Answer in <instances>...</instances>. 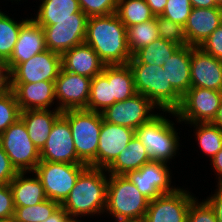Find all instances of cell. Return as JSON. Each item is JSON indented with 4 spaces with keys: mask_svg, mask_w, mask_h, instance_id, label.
Returning a JSON list of instances; mask_svg holds the SVG:
<instances>
[{
    "mask_svg": "<svg viewBox=\"0 0 222 222\" xmlns=\"http://www.w3.org/2000/svg\"><path fill=\"white\" fill-rule=\"evenodd\" d=\"M109 106H112L111 83L100 73L91 80L89 101L86 110L101 113Z\"/></svg>",
    "mask_w": 222,
    "mask_h": 222,
    "instance_id": "836d02e7",
    "label": "cell"
},
{
    "mask_svg": "<svg viewBox=\"0 0 222 222\" xmlns=\"http://www.w3.org/2000/svg\"><path fill=\"white\" fill-rule=\"evenodd\" d=\"M221 24L222 6L192 8L184 26L187 44L192 47H199Z\"/></svg>",
    "mask_w": 222,
    "mask_h": 222,
    "instance_id": "44dd1931",
    "label": "cell"
},
{
    "mask_svg": "<svg viewBox=\"0 0 222 222\" xmlns=\"http://www.w3.org/2000/svg\"><path fill=\"white\" fill-rule=\"evenodd\" d=\"M191 88L222 91V61L191 46Z\"/></svg>",
    "mask_w": 222,
    "mask_h": 222,
    "instance_id": "ac0fdd59",
    "label": "cell"
},
{
    "mask_svg": "<svg viewBox=\"0 0 222 222\" xmlns=\"http://www.w3.org/2000/svg\"><path fill=\"white\" fill-rule=\"evenodd\" d=\"M41 161L84 164L77 156L68 120L61 115L54 123L45 145L40 150Z\"/></svg>",
    "mask_w": 222,
    "mask_h": 222,
    "instance_id": "2e32d148",
    "label": "cell"
},
{
    "mask_svg": "<svg viewBox=\"0 0 222 222\" xmlns=\"http://www.w3.org/2000/svg\"><path fill=\"white\" fill-rule=\"evenodd\" d=\"M20 112L15 94L10 88L0 93V135L20 118Z\"/></svg>",
    "mask_w": 222,
    "mask_h": 222,
    "instance_id": "d590c367",
    "label": "cell"
},
{
    "mask_svg": "<svg viewBox=\"0 0 222 222\" xmlns=\"http://www.w3.org/2000/svg\"><path fill=\"white\" fill-rule=\"evenodd\" d=\"M159 109L144 95L137 93L120 102H115L101 112L103 120L136 130L154 117ZM156 111V112H155Z\"/></svg>",
    "mask_w": 222,
    "mask_h": 222,
    "instance_id": "30bf717a",
    "label": "cell"
},
{
    "mask_svg": "<svg viewBox=\"0 0 222 222\" xmlns=\"http://www.w3.org/2000/svg\"><path fill=\"white\" fill-rule=\"evenodd\" d=\"M116 14L126 28L155 18L145 0H118Z\"/></svg>",
    "mask_w": 222,
    "mask_h": 222,
    "instance_id": "1f68e13d",
    "label": "cell"
},
{
    "mask_svg": "<svg viewBox=\"0 0 222 222\" xmlns=\"http://www.w3.org/2000/svg\"><path fill=\"white\" fill-rule=\"evenodd\" d=\"M80 9L88 17L116 13L118 0H78Z\"/></svg>",
    "mask_w": 222,
    "mask_h": 222,
    "instance_id": "f35d334b",
    "label": "cell"
},
{
    "mask_svg": "<svg viewBox=\"0 0 222 222\" xmlns=\"http://www.w3.org/2000/svg\"><path fill=\"white\" fill-rule=\"evenodd\" d=\"M114 222H146V220L144 217H140V218L122 219Z\"/></svg>",
    "mask_w": 222,
    "mask_h": 222,
    "instance_id": "816d5d0a",
    "label": "cell"
},
{
    "mask_svg": "<svg viewBox=\"0 0 222 222\" xmlns=\"http://www.w3.org/2000/svg\"><path fill=\"white\" fill-rule=\"evenodd\" d=\"M156 27L160 38L179 46L188 45L184 35V27L181 25L162 16H156Z\"/></svg>",
    "mask_w": 222,
    "mask_h": 222,
    "instance_id": "8d00e7d4",
    "label": "cell"
},
{
    "mask_svg": "<svg viewBox=\"0 0 222 222\" xmlns=\"http://www.w3.org/2000/svg\"><path fill=\"white\" fill-rule=\"evenodd\" d=\"M9 88V73L7 72L5 62L0 60V93Z\"/></svg>",
    "mask_w": 222,
    "mask_h": 222,
    "instance_id": "c3c4849f",
    "label": "cell"
},
{
    "mask_svg": "<svg viewBox=\"0 0 222 222\" xmlns=\"http://www.w3.org/2000/svg\"><path fill=\"white\" fill-rule=\"evenodd\" d=\"M91 78L61 69L54 81L56 108L60 111L86 109L89 101Z\"/></svg>",
    "mask_w": 222,
    "mask_h": 222,
    "instance_id": "5bb4252c",
    "label": "cell"
},
{
    "mask_svg": "<svg viewBox=\"0 0 222 222\" xmlns=\"http://www.w3.org/2000/svg\"><path fill=\"white\" fill-rule=\"evenodd\" d=\"M188 188H177L149 202L144 216L146 222H187V212L196 197Z\"/></svg>",
    "mask_w": 222,
    "mask_h": 222,
    "instance_id": "4fadbf2b",
    "label": "cell"
},
{
    "mask_svg": "<svg viewBox=\"0 0 222 222\" xmlns=\"http://www.w3.org/2000/svg\"><path fill=\"white\" fill-rule=\"evenodd\" d=\"M61 59L63 70L91 79L102 73L105 66L98 54L85 42L64 52Z\"/></svg>",
    "mask_w": 222,
    "mask_h": 222,
    "instance_id": "7402d4cb",
    "label": "cell"
},
{
    "mask_svg": "<svg viewBox=\"0 0 222 222\" xmlns=\"http://www.w3.org/2000/svg\"><path fill=\"white\" fill-rule=\"evenodd\" d=\"M9 186L15 207L36 205L47 199L42 183L34 172H29V174L28 172H19L11 180Z\"/></svg>",
    "mask_w": 222,
    "mask_h": 222,
    "instance_id": "d4e9b609",
    "label": "cell"
},
{
    "mask_svg": "<svg viewBox=\"0 0 222 222\" xmlns=\"http://www.w3.org/2000/svg\"><path fill=\"white\" fill-rule=\"evenodd\" d=\"M136 92L147 97L160 111H175L181 104L182 96L167 82L162 66L129 64Z\"/></svg>",
    "mask_w": 222,
    "mask_h": 222,
    "instance_id": "5b68a950",
    "label": "cell"
},
{
    "mask_svg": "<svg viewBox=\"0 0 222 222\" xmlns=\"http://www.w3.org/2000/svg\"><path fill=\"white\" fill-rule=\"evenodd\" d=\"M38 11L31 18L39 25H55L66 18H88L78 0H39Z\"/></svg>",
    "mask_w": 222,
    "mask_h": 222,
    "instance_id": "484cf974",
    "label": "cell"
},
{
    "mask_svg": "<svg viewBox=\"0 0 222 222\" xmlns=\"http://www.w3.org/2000/svg\"><path fill=\"white\" fill-rule=\"evenodd\" d=\"M170 164L163 161L151 160L135 171L126 174L137 189L150 201L174 192L178 186H173Z\"/></svg>",
    "mask_w": 222,
    "mask_h": 222,
    "instance_id": "8fae6325",
    "label": "cell"
},
{
    "mask_svg": "<svg viewBox=\"0 0 222 222\" xmlns=\"http://www.w3.org/2000/svg\"><path fill=\"white\" fill-rule=\"evenodd\" d=\"M88 18H66L55 25H40L44 30L46 48L62 55L85 42Z\"/></svg>",
    "mask_w": 222,
    "mask_h": 222,
    "instance_id": "9a60e30c",
    "label": "cell"
},
{
    "mask_svg": "<svg viewBox=\"0 0 222 222\" xmlns=\"http://www.w3.org/2000/svg\"><path fill=\"white\" fill-rule=\"evenodd\" d=\"M85 43L105 65H125L132 58L126 26L116 13L88 17Z\"/></svg>",
    "mask_w": 222,
    "mask_h": 222,
    "instance_id": "6da1fadb",
    "label": "cell"
},
{
    "mask_svg": "<svg viewBox=\"0 0 222 222\" xmlns=\"http://www.w3.org/2000/svg\"><path fill=\"white\" fill-rule=\"evenodd\" d=\"M194 198L187 212V222H217L215 213L209 203L203 199Z\"/></svg>",
    "mask_w": 222,
    "mask_h": 222,
    "instance_id": "ab89813d",
    "label": "cell"
},
{
    "mask_svg": "<svg viewBox=\"0 0 222 222\" xmlns=\"http://www.w3.org/2000/svg\"><path fill=\"white\" fill-rule=\"evenodd\" d=\"M68 120L78 158L87 166L96 168L102 114L86 109L62 111Z\"/></svg>",
    "mask_w": 222,
    "mask_h": 222,
    "instance_id": "8992f818",
    "label": "cell"
},
{
    "mask_svg": "<svg viewBox=\"0 0 222 222\" xmlns=\"http://www.w3.org/2000/svg\"><path fill=\"white\" fill-rule=\"evenodd\" d=\"M211 123L213 125L219 126L222 129V99H221L217 114Z\"/></svg>",
    "mask_w": 222,
    "mask_h": 222,
    "instance_id": "f907efd6",
    "label": "cell"
},
{
    "mask_svg": "<svg viewBox=\"0 0 222 222\" xmlns=\"http://www.w3.org/2000/svg\"><path fill=\"white\" fill-rule=\"evenodd\" d=\"M62 115L59 109H37L20 112L29 138L41 150L48 139L55 121Z\"/></svg>",
    "mask_w": 222,
    "mask_h": 222,
    "instance_id": "cb8c5ba5",
    "label": "cell"
},
{
    "mask_svg": "<svg viewBox=\"0 0 222 222\" xmlns=\"http://www.w3.org/2000/svg\"><path fill=\"white\" fill-rule=\"evenodd\" d=\"M135 135V130L106 122L102 117V127L99 134V144L96 156V168L106 169L127 147Z\"/></svg>",
    "mask_w": 222,
    "mask_h": 222,
    "instance_id": "e0dca14e",
    "label": "cell"
},
{
    "mask_svg": "<svg viewBox=\"0 0 222 222\" xmlns=\"http://www.w3.org/2000/svg\"><path fill=\"white\" fill-rule=\"evenodd\" d=\"M0 145L18 172H33L41 161L40 150L29 138L21 118L0 135Z\"/></svg>",
    "mask_w": 222,
    "mask_h": 222,
    "instance_id": "52a82bcc",
    "label": "cell"
},
{
    "mask_svg": "<svg viewBox=\"0 0 222 222\" xmlns=\"http://www.w3.org/2000/svg\"><path fill=\"white\" fill-rule=\"evenodd\" d=\"M86 167V164L40 161L33 172L40 179L46 198L61 205Z\"/></svg>",
    "mask_w": 222,
    "mask_h": 222,
    "instance_id": "ba28073f",
    "label": "cell"
},
{
    "mask_svg": "<svg viewBox=\"0 0 222 222\" xmlns=\"http://www.w3.org/2000/svg\"><path fill=\"white\" fill-rule=\"evenodd\" d=\"M61 69V55L47 49L16 65L9 72V83L54 82Z\"/></svg>",
    "mask_w": 222,
    "mask_h": 222,
    "instance_id": "7c38bea8",
    "label": "cell"
},
{
    "mask_svg": "<svg viewBox=\"0 0 222 222\" xmlns=\"http://www.w3.org/2000/svg\"><path fill=\"white\" fill-rule=\"evenodd\" d=\"M145 2L150 7L154 16H161L167 4V0H145Z\"/></svg>",
    "mask_w": 222,
    "mask_h": 222,
    "instance_id": "7dc6e473",
    "label": "cell"
},
{
    "mask_svg": "<svg viewBox=\"0 0 222 222\" xmlns=\"http://www.w3.org/2000/svg\"><path fill=\"white\" fill-rule=\"evenodd\" d=\"M216 176V185H222V149L210 160Z\"/></svg>",
    "mask_w": 222,
    "mask_h": 222,
    "instance_id": "f6af8a7d",
    "label": "cell"
},
{
    "mask_svg": "<svg viewBox=\"0 0 222 222\" xmlns=\"http://www.w3.org/2000/svg\"><path fill=\"white\" fill-rule=\"evenodd\" d=\"M180 46L164 40L162 38H157L149 45L136 51L128 64H149L162 66L169 58L174 54V52Z\"/></svg>",
    "mask_w": 222,
    "mask_h": 222,
    "instance_id": "f1b7e54d",
    "label": "cell"
},
{
    "mask_svg": "<svg viewBox=\"0 0 222 222\" xmlns=\"http://www.w3.org/2000/svg\"><path fill=\"white\" fill-rule=\"evenodd\" d=\"M109 174L104 168L87 166L78 176L74 187L61 204L70 218L105 214Z\"/></svg>",
    "mask_w": 222,
    "mask_h": 222,
    "instance_id": "7a4b0ae2",
    "label": "cell"
},
{
    "mask_svg": "<svg viewBox=\"0 0 222 222\" xmlns=\"http://www.w3.org/2000/svg\"><path fill=\"white\" fill-rule=\"evenodd\" d=\"M58 202L46 199L39 204L26 207H15L14 217L18 222H43L58 207Z\"/></svg>",
    "mask_w": 222,
    "mask_h": 222,
    "instance_id": "e575fe53",
    "label": "cell"
},
{
    "mask_svg": "<svg viewBox=\"0 0 222 222\" xmlns=\"http://www.w3.org/2000/svg\"><path fill=\"white\" fill-rule=\"evenodd\" d=\"M102 74L111 83L112 105L137 94L134 75L129 64L105 65Z\"/></svg>",
    "mask_w": 222,
    "mask_h": 222,
    "instance_id": "83f0119b",
    "label": "cell"
},
{
    "mask_svg": "<svg viewBox=\"0 0 222 222\" xmlns=\"http://www.w3.org/2000/svg\"><path fill=\"white\" fill-rule=\"evenodd\" d=\"M18 173L0 145V185L9 184Z\"/></svg>",
    "mask_w": 222,
    "mask_h": 222,
    "instance_id": "7bdbcfd3",
    "label": "cell"
},
{
    "mask_svg": "<svg viewBox=\"0 0 222 222\" xmlns=\"http://www.w3.org/2000/svg\"><path fill=\"white\" fill-rule=\"evenodd\" d=\"M47 50L43 28L30 18L20 29L10 58L5 62L9 73L16 65Z\"/></svg>",
    "mask_w": 222,
    "mask_h": 222,
    "instance_id": "d6986e66",
    "label": "cell"
},
{
    "mask_svg": "<svg viewBox=\"0 0 222 222\" xmlns=\"http://www.w3.org/2000/svg\"><path fill=\"white\" fill-rule=\"evenodd\" d=\"M126 31L127 44L132 55L139 49L149 45L151 42L159 38L156 27V16L154 19L127 27Z\"/></svg>",
    "mask_w": 222,
    "mask_h": 222,
    "instance_id": "d6a6232c",
    "label": "cell"
},
{
    "mask_svg": "<svg viewBox=\"0 0 222 222\" xmlns=\"http://www.w3.org/2000/svg\"><path fill=\"white\" fill-rule=\"evenodd\" d=\"M192 8H212L220 5L216 0H190Z\"/></svg>",
    "mask_w": 222,
    "mask_h": 222,
    "instance_id": "681fc988",
    "label": "cell"
},
{
    "mask_svg": "<svg viewBox=\"0 0 222 222\" xmlns=\"http://www.w3.org/2000/svg\"><path fill=\"white\" fill-rule=\"evenodd\" d=\"M148 122L143 123L135 130V135L146 147L147 155L151 160L163 161L168 164L179 153L180 137L176 124L170 120L173 111L160 110ZM165 115V116H164ZM167 115L169 116L167 118Z\"/></svg>",
    "mask_w": 222,
    "mask_h": 222,
    "instance_id": "3957f363",
    "label": "cell"
},
{
    "mask_svg": "<svg viewBox=\"0 0 222 222\" xmlns=\"http://www.w3.org/2000/svg\"><path fill=\"white\" fill-rule=\"evenodd\" d=\"M4 1H5V0H4ZM8 1H9V0H8ZM10 1H12V3H14V2H15V3H17V2L19 3L21 0H10ZM13 1H14V2H13ZM23 1H25V0H23Z\"/></svg>",
    "mask_w": 222,
    "mask_h": 222,
    "instance_id": "11a10c76",
    "label": "cell"
},
{
    "mask_svg": "<svg viewBox=\"0 0 222 222\" xmlns=\"http://www.w3.org/2000/svg\"><path fill=\"white\" fill-rule=\"evenodd\" d=\"M0 222H18V221L13 216V217H9V218L0 219Z\"/></svg>",
    "mask_w": 222,
    "mask_h": 222,
    "instance_id": "f5cc1de1",
    "label": "cell"
},
{
    "mask_svg": "<svg viewBox=\"0 0 222 222\" xmlns=\"http://www.w3.org/2000/svg\"><path fill=\"white\" fill-rule=\"evenodd\" d=\"M70 218L69 214L60 205L46 220L43 222H66Z\"/></svg>",
    "mask_w": 222,
    "mask_h": 222,
    "instance_id": "bcb514c9",
    "label": "cell"
},
{
    "mask_svg": "<svg viewBox=\"0 0 222 222\" xmlns=\"http://www.w3.org/2000/svg\"><path fill=\"white\" fill-rule=\"evenodd\" d=\"M193 127V136L202 154L209 157V161L222 149V129L211 122L187 124Z\"/></svg>",
    "mask_w": 222,
    "mask_h": 222,
    "instance_id": "f546056e",
    "label": "cell"
},
{
    "mask_svg": "<svg viewBox=\"0 0 222 222\" xmlns=\"http://www.w3.org/2000/svg\"><path fill=\"white\" fill-rule=\"evenodd\" d=\"M150 200L126 175L109 174L105 213L108 219L140 218L146 215Z\"/></svg>",
    "mask_w": 222,
    "mask_h": 222,
    "instance_id": "277c9868",
    "label": "cell"
},
{
    "mask_svg": "<svg viewBox=\"0 0 222 222\" xmlns=\"http://www.w3.org/2000/svg\"><path fill=\"white\" fill-rule=\"evenodd\" d=\"M222 91L205 88H190L183 96L180 106L173 111V118L179 124L212 122L215 118Z\"/></svg>",
    "mask_w": 222,
    "mask_h": 222,
    "instance_id": "9c48e42d",
    "label": "cell"
},
{
    "mask_svg": "<svg viewBox=\"0 0 222 222\" xmlns=\"http://www.w3.org/2000/svg\"><path fill=\"white\" fill-rule=\"evenodd\" d=\"M191 46H180L162 67L167 82L183 96L191 88Z\"/></svg>",
    "mask_w": 222,
    "mask_h": 222,
    "instance_id": "603a6c76",
    "label": "cell"
},
{
    "mask_svg": "<svg viewBox=\"0 0 222 222\" xmlns=\"http://www.w3.org/2000/svg\"><path fill=\"white\" fill-rule=\"evenodd\" d=\"M216 2H217L220 6H222V0H216Z\"/></svg>",
    "mask_w": 222,
    "mask_h": 222,
    "instance_id": "9f6ffc18",
    "label": "cell"
},
{
    "mask_svg": "<svg viewBox=\"0 0 222 222\" xmlns=\"http://www.w3.org/2000/svg\"><path fill=\"white\" fill-rule=\"evenodd\" d=\"M0 9V60L6 62L14 49L17 42L21 27L31 18L28 17L22 20H14L8 14Z\"/></svg>",
    "mask_w": 222,
    "mask_h": 222,
    "instance_id": "4dcf8cb0",
    "label": "cell"
},
{
    "mask_svg": "<svg viewBox=\"0 0 222 222\" xmlns=\"http://www.w3.org/2000/svg\"><path fill=\"white\" fill-rule=\"evenodd\" d=\"M20 111L52 108L56 102L54 82L9 83Z\"/></svg>",
    "mask_w": 222,
    "mask_h": 222,
    "instance_id": "ffe728a7",
    "label": "cell"
},
{
    "mask_svg": "<svg viewBox=\"0 0 222 222\" xmlns=\"http://www.w3.org/2000/svg\"><path fill=\"white\" fill-rule=\"evenodd\" d=\"M191 9L190 0H167L161 16L184 27Z\"/></svg>",
    "mask_w": 222,
    "mask_h": 222,
    "instance_id": "74e56055",
    "label": "cell"
},
{
    "mask_svg": "<svg viewBox=\"0 0 222 222\" xmlns=\"http://www.w3.org/2000/svg\"><path fill=\"white\" fill-rule=\"evenodd\" d=\"M66 222H84L83 220H79L78 218H69Z\"/></svg>",
    "mask_w": 222,
    "mask_h": 222,
    "instance_id": "db71d44e",
    "label": "cell"
},
{
    "mask_svg": "<svg viewBox=\"0 0 222 222\" xmlns=\"http://www.w3.org/2000/svg\"><path fill=\"white\" fill-rule=\"evenodd\" d=\"M199 48L222 61V24L209 35Z\"/></svg>",
    "mask_w": 222,
    "mask_h": 222,
    "instance_id": "60d3db41",
    "label": "cell"
},
{
    "mask_svg": "<svg viewBox=\"0 0 222 222\" xmlns=\"http://www.w3.org/2000/svg\"><path fill=\"white\" fill-rule=\"evenodd\" d=\"M15 206L9 184L0 185V219L13 217Z\"/></svg>",
    "mask_w": 222,
    "mask_h": 222,
    "instance_id": "b9f144b4",
    "label": "cell"
},
{
    "mask_svg": "<svg viewBox=\"0 0 222 222\" xmlns=\"http://www.w3.org/2000/svg\"><path fill=\"white\" fill-rule=\"evenodd\" d=\"M151 161L146 147L136 135L128 143L115 160L106 168L108 174L126 175L130 171L140 169L142 165Z\"/></svg>",
    "mask_w": 222,
    "mask_h": 222,
    "instance_id": "4316f807",
    "label": "cell"
},
{
    "mask_svg": "<svg viewBox=\"0 0 222 222\" xmlns=\"http://www.w3.org/2000/svg\"><path fill=\"white\" fill-rule=\"evenodd\" d=\"M214 192L211 195L206 197V201L209 203L213 209L217 222H222V185H216Z\"/></svg>",
    "mask_w": 222,
    "mask_h": 222,
    "instance_id": "ee69618b",
    "label": "cell"
}]
</instances>
